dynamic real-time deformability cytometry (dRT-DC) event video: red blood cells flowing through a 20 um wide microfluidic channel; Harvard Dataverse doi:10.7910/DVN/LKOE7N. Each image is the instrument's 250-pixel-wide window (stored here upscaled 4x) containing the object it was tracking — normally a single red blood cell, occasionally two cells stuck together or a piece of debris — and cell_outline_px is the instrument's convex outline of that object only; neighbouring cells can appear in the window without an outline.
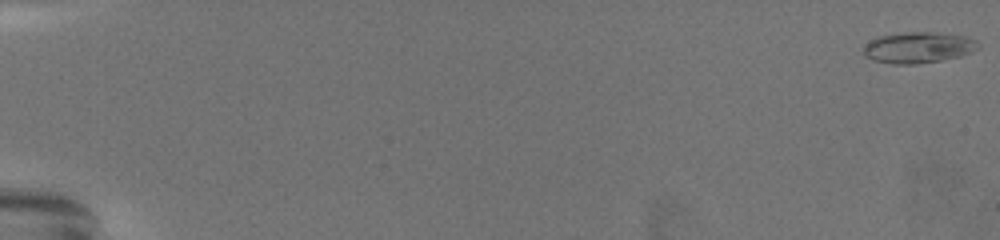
{"species": "common noctule bat (a hibernating species)", "species_latin": "Nyctalus noctula", "temperature_condition": "warm", "stored_images_in_passage": 73, "camera_frame_rate_fps": 3000, "um_per_image_px": 0.085, "animal": {"sex": "female", "body_mass_g": 19.5, "forearm_length_mm": 54.1}, "frame": {"image": 1, "passage_image": 1, "time_ms": 0.0, "image_size_px": [1000, 240], "cell_outline_px": [[980, 48], [960, 56], [940, 60], [916, 64], [892, 64], [872, 60], [864, 56], [864, 44], [876, 36], [908, 32], [936, 32], [964, 36], [976, 40], [980, 44]], "centroid_in_image_um": [78.03, 4.03], "position_along_channel_um": 7.0, "area_um2": 20.87}}
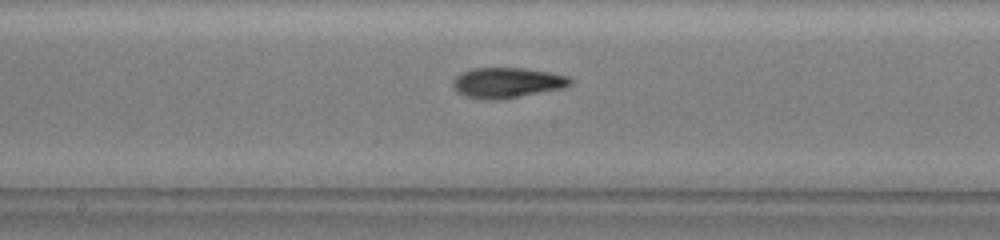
{"frame": {"image": 2, "passage_image": 42, "time_ms": 13.667, "image_size_px": [1000, 240], "cell_outline_px": [[572, 84], [564, 88], [500, 100], [488, 100], [464, 96], [456, 92], [452, 88], [452, 80], [460, 72], [472, 68], [524, 68], [548, 72], [568, 76], [572, 80]], "centroid_in_image_um": [43.06, 7.04], "position_along_channel_um": 205.1, "area_um2": 21.04}}
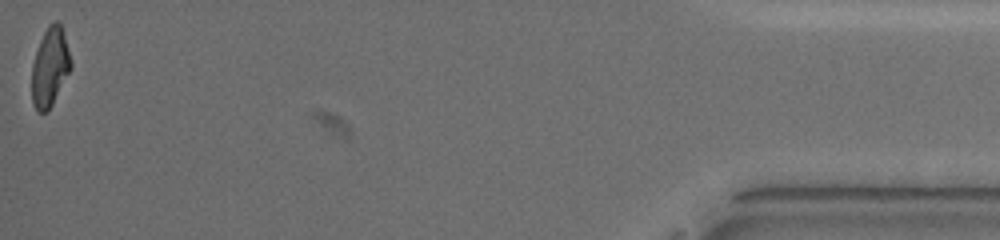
{"frame": {"image": 3, "passage_image": 73, "time_ms": 24.0, "image_size_px": [1000, 240], "cell_outline_px": [[72, 68], [48, 112], [36, 112], [32, 104], [32, 64], [40, 40], [48, 24], [56, 20], [60, 24], [64, 36], [72, 64]], "centroid_in_image_um": [4.24, 5.74], "position_along_channel_um": 431.0, "area_um2": 17.92}, "authors_computed_cell_mechanics": {"area_um2": 19.5364, "velocity_mm_per_s": 3.0025, "shape_relaxation_time_tau1_ms": 5.6189, "shape_relaxation_time_tau2_ms": 4.0512, "deformation_change_tau1": 0.1969, "deformation_change_tau2": 0.107}}